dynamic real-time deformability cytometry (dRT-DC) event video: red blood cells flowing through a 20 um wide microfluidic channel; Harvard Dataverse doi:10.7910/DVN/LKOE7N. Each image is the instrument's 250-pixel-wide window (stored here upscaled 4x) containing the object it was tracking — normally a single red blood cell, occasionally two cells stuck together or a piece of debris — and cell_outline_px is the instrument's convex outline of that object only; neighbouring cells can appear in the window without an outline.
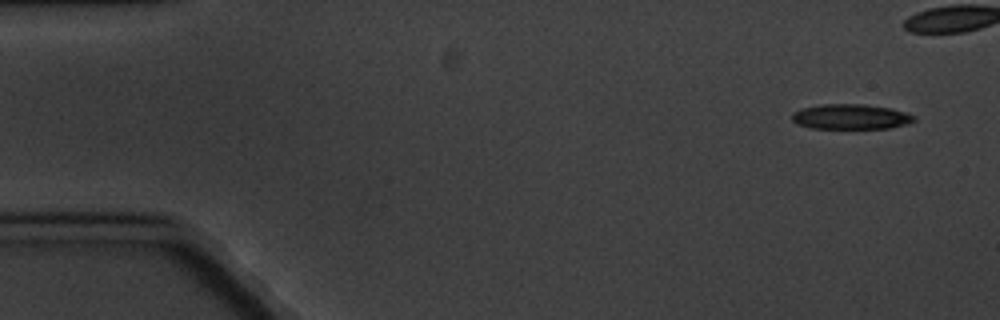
{"species": "common noctule bat (a hibernating species)", "species_latin": "Nyctalus noctula", "temperature_condition": "cold", "stored_images_in_passage": 6, "camera_frame_rate_fps": 3000, "um_per_image_px": 0.085, "animal": {"sex": "male", "body_mass_g": 20.1, "forearm_length_mm": 53.5}, "frame": {"image": 1, "passage_image": 1, "time_ms": 0.0, "image_size_px": [1000, 320], "cell_outline_px": [[916, 120], [908, 124], [888, 128], [812, 128], [796, 124], [792, 120], [792, 112], [800, 108], [820, 104], [864, 104], [892, 108], [916, 116]], "centroid_in_image_um": [72.3, 9.91], "position_along_channel_um": 12.7, "area_um2": 18.03}}